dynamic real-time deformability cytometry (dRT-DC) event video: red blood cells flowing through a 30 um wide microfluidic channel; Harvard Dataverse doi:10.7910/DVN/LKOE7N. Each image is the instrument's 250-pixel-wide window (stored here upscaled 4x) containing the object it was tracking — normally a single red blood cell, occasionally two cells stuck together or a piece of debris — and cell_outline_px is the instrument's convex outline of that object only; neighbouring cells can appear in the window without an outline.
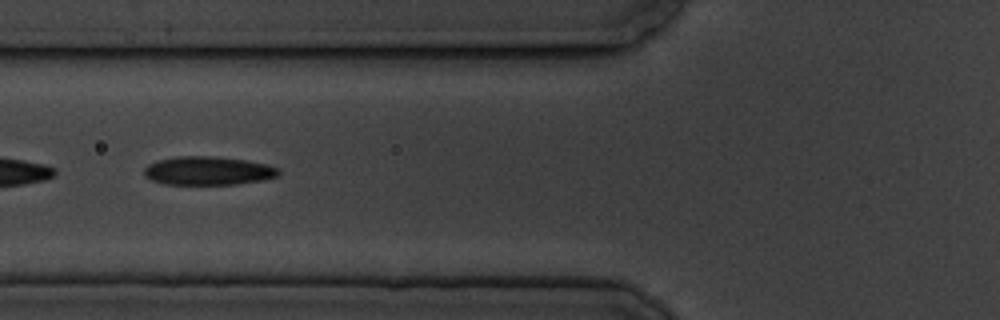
{"species": "common noctule bat (a hibernating species)", "species_latin": "Nyctalus noctula", "temperature_condition": "cold", "stored_images_in_passage": 9, "camera_frame_rate_fps": 3000, "um_per_image_px": 0.085, "animal": {"sex": "male", "body_mass_g": 19.5, "forearm_length_mm": 54.6}, "frame": {"image": 1, "passage_image": 6, "time_ms": 5.667, "image_size_px": [1000, 320], "cell_outline_px": [[280, 172], [276, 176], [264, 180], [236, 184], [164, 184], [152, 180], [144, 176], [144, 168], [148, 164], [156, 160], [176, 156], [212, 156], [244, 160], [264, 164], [280, 168]], "centroid_in_image_um": [17.65, 14.51], "position_along_channel_um": 108.2, "area_um2": 22.37}}
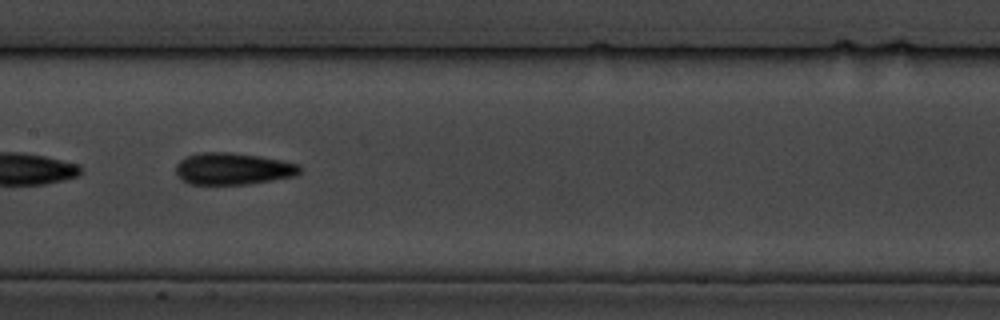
{"frame": {"image": 2, "passage_image": 8, "time_ms": 8.0, "image_size_px": [1000, 320], "cell_outline_px": [[304, 168], [300, 172], [292, 176], [272, 180], [248, 184], [188, 184], [180, 180], [176, 176], [176, 164], [180, 160], [196, 152], [228, 152], [260, 156], [300, 164]], "centroid_in_image_um": [19.77, 14.34], "position_along_channel_um": 187.6, "area_um2": 23.18}}
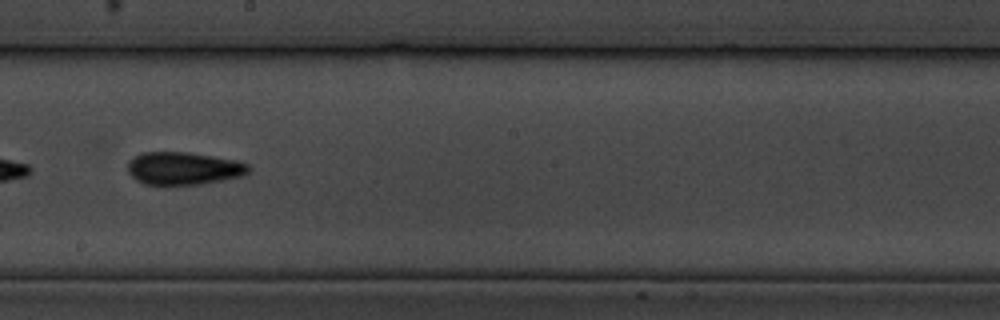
{"frame": {"image": 3, "passage_image": 9, "time_ms": 9.333, "image_size_px": [1000, 320], "cell_outline_px": [[252, 168], [244, 176], [224, 180], [200, 184], [144, 184], [136, 180], [128, 172], [128, 160], [144, 152], [188, 152], [236, 160], [248, 164]], "centroid_in_image_um": [15.63, 14.31], "position_along_channel_um": 232.6, "area_um2": 23.06}}